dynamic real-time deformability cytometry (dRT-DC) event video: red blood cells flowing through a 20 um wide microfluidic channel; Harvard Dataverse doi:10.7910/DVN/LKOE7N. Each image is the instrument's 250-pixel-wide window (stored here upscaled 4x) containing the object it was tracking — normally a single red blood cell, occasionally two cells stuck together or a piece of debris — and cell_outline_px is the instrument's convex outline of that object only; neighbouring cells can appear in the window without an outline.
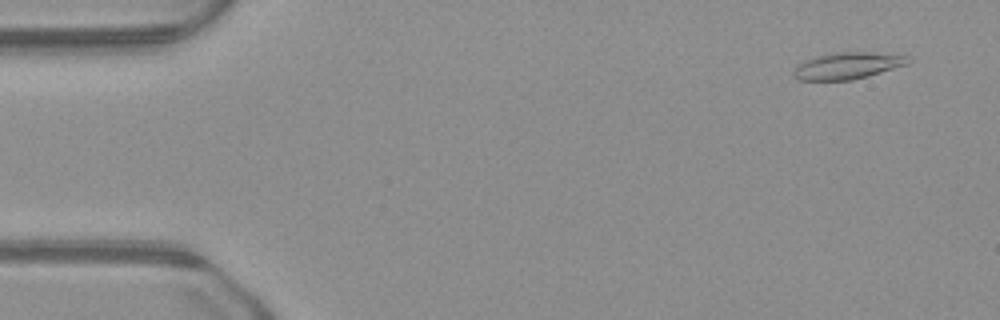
{"species": "common noctule bat (a hibernating species)", "species_latin": "Nyctalus noctula", "temperature_condition": "warm", "stored_images_in_passage": 49, "camera_frame_rate_fps": 3000, "um_per_image_px": 0.085, "animal": {"sex": "male", "body_mass_g": 23.1, "forearm_length_mm": 52.7}, "frame": {"image": 1, "passage_image": 3, "time_ms": 0.667, "image_size_px": [1000, 320], "cell_outline_px": [[912, 60], [908, 64], [868, 76], [852, 80], [800, 80], [792, 72], [804, 60], [816, 56], [836, 52], [868, 52], [908, 56]], "centroid_in_image_um": [72.07, 5.58], "position_along_channel_um": 12.9, "area_um2": 17.63}}
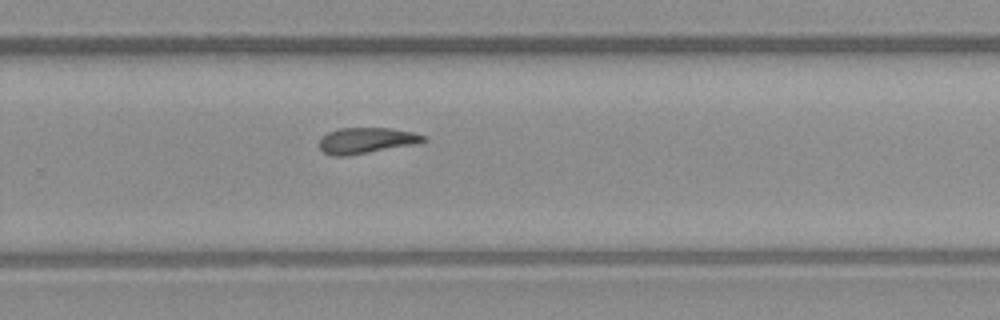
{"frame": {"image": 2, "passage_image": 32, "time_ms": 10.333, "image_size_px": [1000, 320], "cell_outline_px": [[428, 140], [416, 144], [348, 156], [332, 156], [324, 152], [320, 148], [320, 136], [328, 132], [340, 128], [388, 128], [412, 132], [424, 136]], "centroid_in_image_um": [31.11, 11.95], "position_along_channel_um": 298.7, "area_um2": 15.72}}
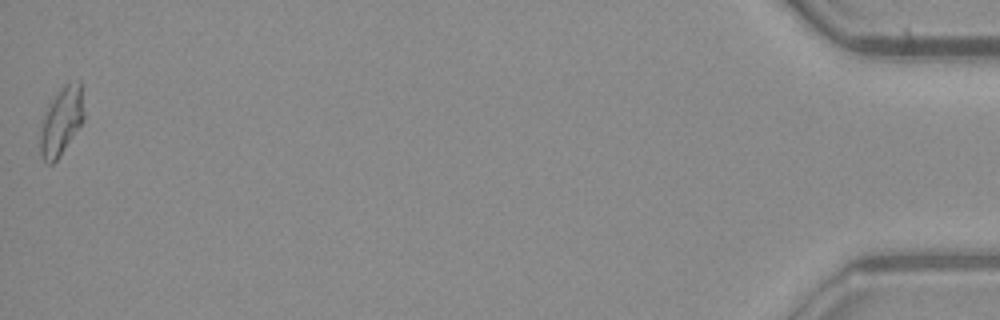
{"frame": {"image": 3, "passage_image": 49, "time_ms": 16.0, "image_size_px": [1000, 320], "cell_outline_px": [[84, 120], [60, 156], [52, 164], [48, 164], [40, 156], [40, 132], [44, 116], [48, 104], [64, 84], [80, 80], [84, 112]], "centroid_in_image_um": [5.22, 10.31], "position_along_channel_um": 430.0, "area_um2": 17.28}}